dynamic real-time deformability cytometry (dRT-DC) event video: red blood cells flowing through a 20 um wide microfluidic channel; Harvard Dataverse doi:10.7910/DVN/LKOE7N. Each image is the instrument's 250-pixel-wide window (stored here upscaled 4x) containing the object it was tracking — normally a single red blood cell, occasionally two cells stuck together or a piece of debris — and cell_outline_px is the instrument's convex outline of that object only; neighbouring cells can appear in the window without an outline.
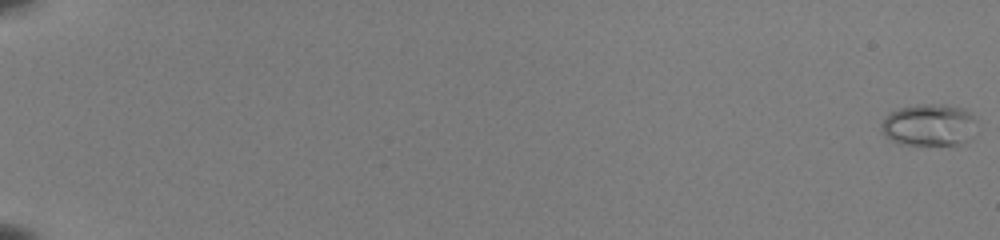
{"species": "common noctule bat (a hibernating species)", "species_latin": "Nyctalus noctula", "temperature_condition": "room temperature", "stored_images_in_passage": 55, "camera_frame_rate_fps": 3000, "um_per_image_px": 0.085, "animal": {"sex": "female", "body_mass_g": 22.0, "forearm_length_mm": 56.7}, "frame": {"image": 1, "passage_image": 1, "time_ms": 0.0, "image_size_px": [1000, 240], "cell_outline_px": [[976, 120], [956, 144], [900, 144], [892, 140], [880, 128], [880, 124], [892, 112], [900, 108], [920, 104], [940, 104], [960, 108], [968, 112]], "centroid_in_image_um": [78.83, 10.59], "position_along_channel_um": 6.2, "area_um2": 21.85}}
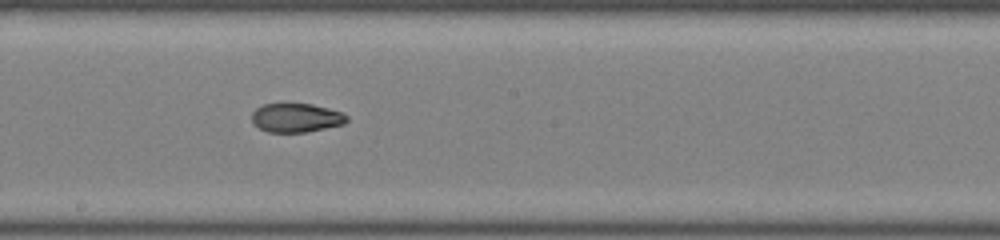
{"frame": {"image": 2, "passage_image": 34, "time_ms": 11.0, "image_size_px": [1000, 240], "cell_outline_px": [[348, 120], [344, 124], [304, 132], [268, 132], [252, 124], [252, 112], [256, 108], [264, 104], [312, 104], [344, 112], [348, 116]], "centroid_in_image_um": [25.18, 10.01], "position_along_channel_um": 223.0, "area_um2": 16.01}}
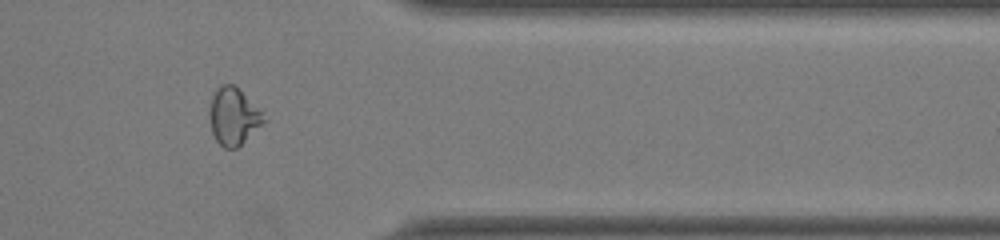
{"frame": {"image": 3, "passage_image": 47, "time_ms": 15.333, "image_size_px": [1000, 240], "cell_outline_px": [[264, 120], [236, 148], [224, 148], [216, 140], [212, 132], [208, 116], [208, 112], [212, 96], [216, 88], [220, 84], [236, 84], [260, 112]], "centroid_in_image_um": [19.75, 9.84], "position_along_channel_um": 391.7, "area_um2": 17.57}, "authors_computed_cell_mechanics": {"area_um2": 17.5712, "velocity_mm_per_s": 4.0211, "shape_relaxation_time_tau1_ms": null, "shape_relaxation_time_tau2_ms": 1.468, "deformation_change_tau1": null, "deformation_change_tau2": 0.0664}}